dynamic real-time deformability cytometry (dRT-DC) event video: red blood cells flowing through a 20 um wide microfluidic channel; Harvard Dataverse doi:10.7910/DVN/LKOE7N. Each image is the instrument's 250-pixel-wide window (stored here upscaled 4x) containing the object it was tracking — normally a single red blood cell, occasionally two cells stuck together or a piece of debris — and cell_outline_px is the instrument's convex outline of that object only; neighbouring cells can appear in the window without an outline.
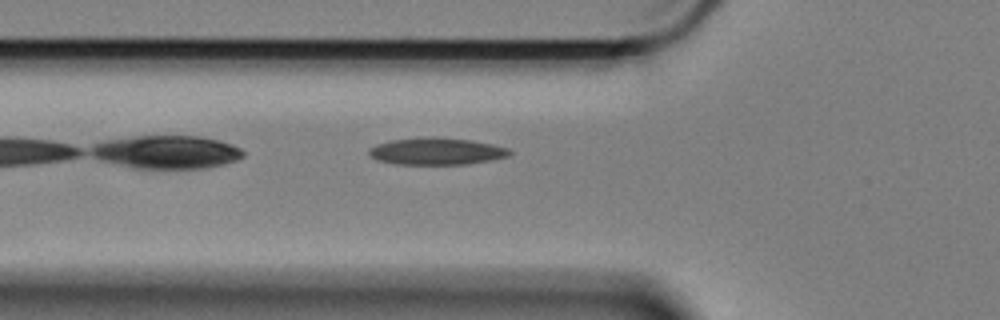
{"species": "Egyptian fruit bat (a non-hibernating species)", "species_latin": "Rousettus aegyptiacus", "temperature_condition": "cold", "stored_images_in_passage": 34, "camera_frame_rate_fps": 3000, "um_per_image_px": 0.085, "animal": {"sex": "female"}, "frame": {"image": 1, "passage_image": 4, "time_ms": 1.0, "image_size_px": [1000, 320], "cell_outline_px": [[512, 152], [508, 156], [492, 160], [468, 164], [396, 164], [376, 160], [368, 156], [368, 148], [376, 144], [392, 140], [428, 136], [436, 136], [472, 140], [492, 144], [508, 148]], "centroid_in_image_um": [37.07, 12.85], "position_along_channel_um": 88.7, "area_um2": 22.43}}
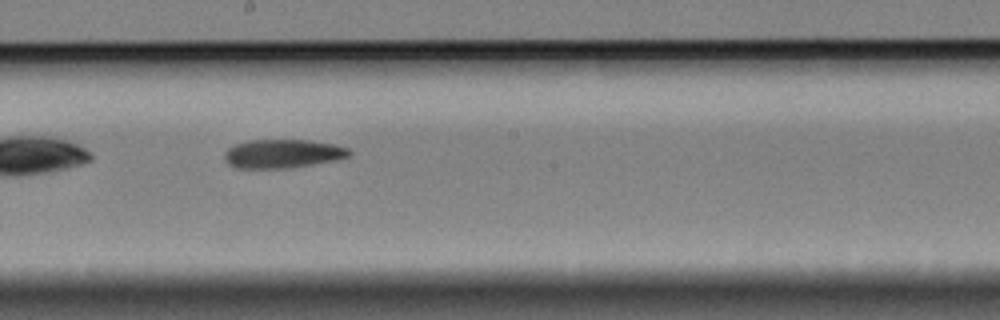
{"frame": {"image": 2, "passage_image": 16, "time_ms": 5.0, "image_size_px": [1000, 320], "cell_outline_px": [[352, 152], [348, 156], [336, 160], [288, 168], [236, 168], [228, 164], [224, 160], [224, 152], [228, 148], [236, 144], [248, 140], [308, 140], [332, 144], [348, 148]], "centroid_in_image_um": [23.99, 13.06], "position_along_channel_um": 224.2, "area_um2": 20.81}}
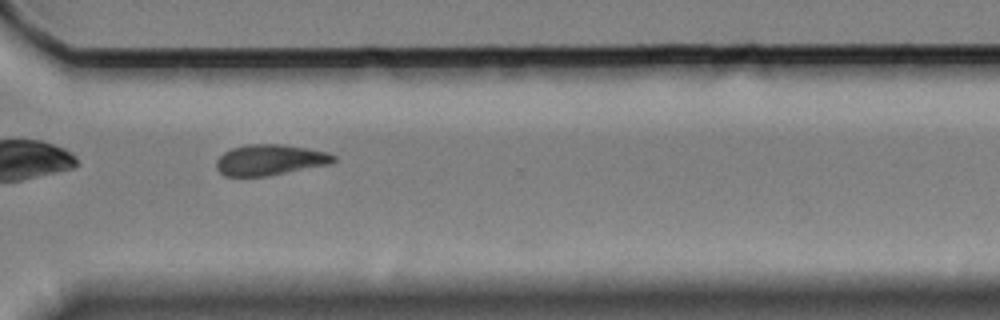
{"frame": {"image": 3, "passage_image": 27, "time_ms": 8.667, "image_size_px": [1000, 320], "cell_outline_px": [[336, 160], [332, 164], [268, 176], [224, 176], [216, 168], [216, 160], [224, 152], [232, 148], [248, 144], [284, 144], [308, 148], [328, 152], [336, 156]], "centroid_in_image_um": [22.98, 13.59], "position_along_channel_um": 347.6, "area_um2": 21.27}}